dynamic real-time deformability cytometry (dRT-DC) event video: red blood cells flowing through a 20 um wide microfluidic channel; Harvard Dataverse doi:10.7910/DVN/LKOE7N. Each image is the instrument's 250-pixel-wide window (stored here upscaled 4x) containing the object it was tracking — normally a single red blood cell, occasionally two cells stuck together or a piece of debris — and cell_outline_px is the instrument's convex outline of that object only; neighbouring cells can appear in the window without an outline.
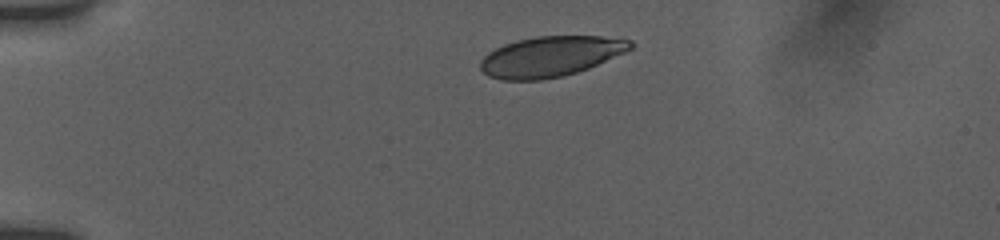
{"species": "human", "species_latin": "Homo sapiens", "temperature_condition": "room temperature", "stored_images_in_passage": 6, "camera_frame_rate_fps": 3000, "um_per_image_px": 0.085, "donor": {"sex": "female"}, "frame": {"image": 1, "passage_image": 1, "time_ms": 0.0, "image_size_px": [1000, 240], "cell_outline_px": [[636, 44], [632, 48], [624, 52], [588, 68], [576, 72], [560, 76], [540, 80], [500, 80], [488, 76], [480, 68], [480, 60], [488, 52], [504, 44], [516, 40], [536, 36], [600, 36], [632, 40]], "centroid_in_image_um": [46.77, 4.79], "position_along_channel_um": 38.2, "area_um2": 35.2}}
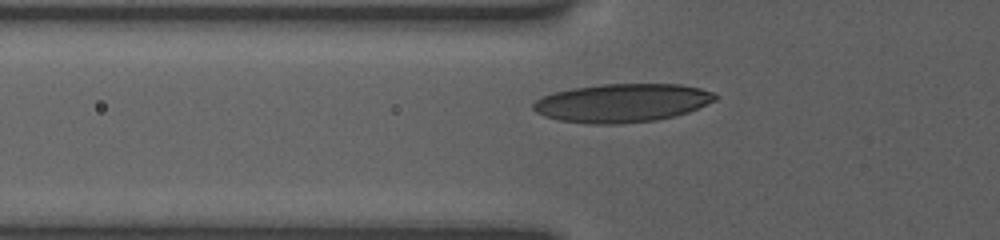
{"frame": {"image": 2, "passage_image": 4, "time_ms": 2.333, "image_size_px": [1000, 240], "cell_outline_px": [[716, 100], [688, 112], [676, 116], [656, 120], [620, 124], [592, 124], [560, 120], [544, 116], [536, 112], [532, 108], [532, 104], [536, 100], [552, 92], [572, 88], [604, 84], [680, 84], [700, 88], [712, 92], [716, 96]], "centroid_in_image_um": [52.87, 8.75], "position_along_channel_um": 72.9, "area_um2": 40.81}}
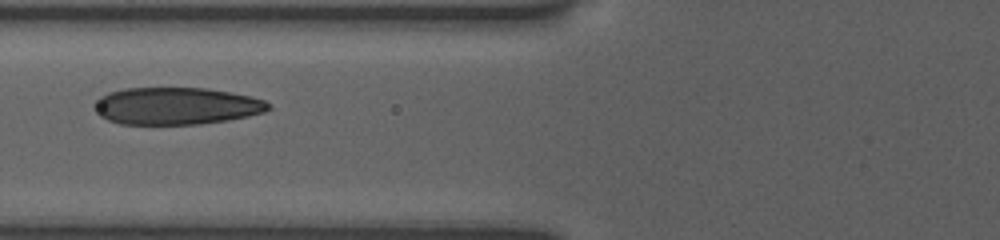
{"frame": {"image": 3, "passage_image": 5, "time_ms": 3.333, "image_size_px": [1000, 240], "cell_outline_px": [[272, 108], [264, 112], [248, 116], [228, 120], [200, 124], [120, 124], [108, 120], [100, 116], [96, 112], [96, 100], [100, 96], [108, 92], [124, 88], [204, 88], [232, 92], [252, 96], [264, 100], [272, 104]], "centroid_in_image_um": [15.01, 9.0], "position_along_channel_um": 110.8, "area_um2": 37.92}}